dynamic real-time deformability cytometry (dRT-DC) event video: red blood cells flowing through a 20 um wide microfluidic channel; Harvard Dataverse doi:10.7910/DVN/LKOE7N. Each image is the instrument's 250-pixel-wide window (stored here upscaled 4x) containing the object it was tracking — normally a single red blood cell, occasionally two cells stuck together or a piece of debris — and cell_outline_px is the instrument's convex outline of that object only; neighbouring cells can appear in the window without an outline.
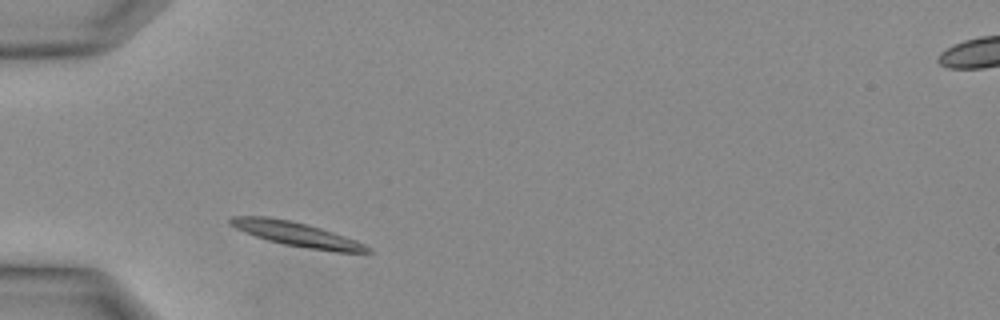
{"species": "Egyptian fruit bat (a non-hibernating species)", "species_latin": "Rousettus aegyptiacus", "temperature_condition": "warm", "stored_images_in_passage": 19, "camera_frame_rate_fps": 3000, "um_per_image_px": 0.085, "animal": {"sex": "female"}, "frame": {"image": 1, "passage_image": 1, "time_ms": 0.0, "image_size_px": [1000, 320], "cell_outline_px": [[372, 252], [336, 252], [308, 248], [284, 244], [268, 240], [244, 232], [228, 224], [228, 220], [232, 216], [268, 216], [292, 220], [308, 224], [356, 240], [372, 248]], "centroid_in_image_um": [25.2, 19.89], "position_along_channel_um": 59.8, "area_um2": 19.42}}
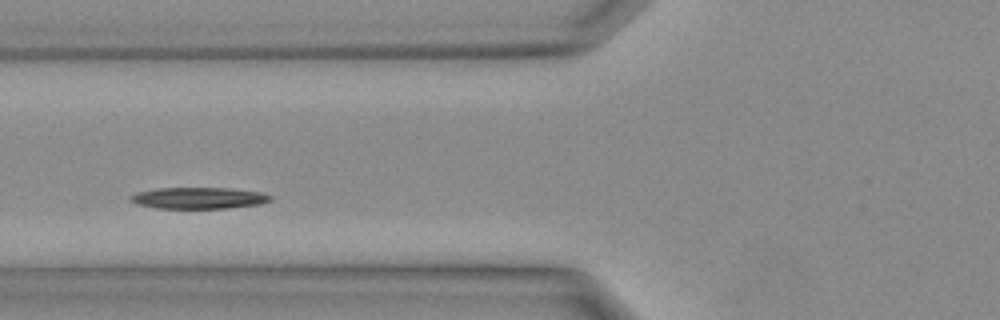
{"frame": {"image": 2, "passage_image": 4, "time_ms": 1.0, "image_size_px": [1000, 320], "cell_outline_px": [[272, 200], [260, 204], [224, 208], [156, 208], [136, 204], [132, 200], [132, 196], [140, 192], [160, 188], [228, 188], [260, 192], [272, 196]], "centroid_in_image_um": [16.95, 16.83], "position_along_channel_um": 108.9, "area_um2": 17.11}}